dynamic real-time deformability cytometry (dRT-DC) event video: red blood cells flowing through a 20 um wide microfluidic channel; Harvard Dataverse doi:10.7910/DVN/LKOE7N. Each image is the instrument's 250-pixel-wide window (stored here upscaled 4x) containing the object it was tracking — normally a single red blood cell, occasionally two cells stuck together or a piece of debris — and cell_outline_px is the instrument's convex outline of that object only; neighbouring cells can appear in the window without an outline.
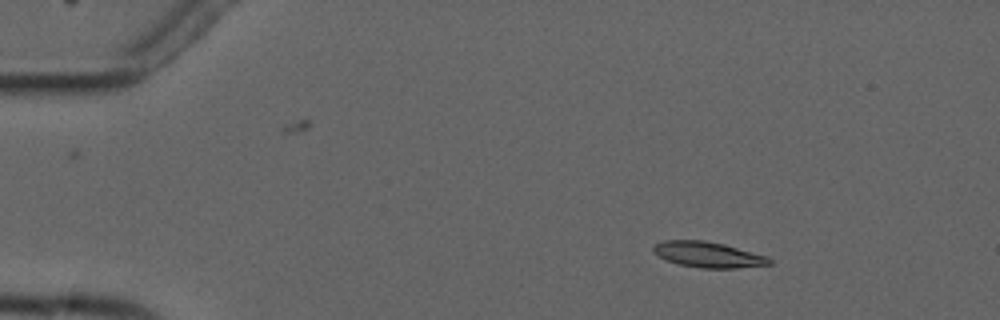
{"species": "common noctule bat (a hibernating species)", "species_latin": "Nyctalus noctula", "temperature_condition": "cold", "stored_images_in_passage": 3, "camera_frame_rate_fps": 3000, "um_per_image_px": 0.085, "animal": {"sex": "male", "forearm_length_mm": 52.5}, "frame": {"image": 1, "passage_image": 1, "time_ms": 0.0, "image_size_px": [1000, 320], "cell_outline_px": [[772, 264], [736, 268], [700, 268], [680, 264], [668, 260], [652, 252], [652, 248], [656, 244], [664, 240], [704, 240], [724, 244], [768, 256], [772, 260]], "centroid_in_image_um": [60.22, 21.64], "position_along_channel_um": 24.8, "area_um2": 17.28}}